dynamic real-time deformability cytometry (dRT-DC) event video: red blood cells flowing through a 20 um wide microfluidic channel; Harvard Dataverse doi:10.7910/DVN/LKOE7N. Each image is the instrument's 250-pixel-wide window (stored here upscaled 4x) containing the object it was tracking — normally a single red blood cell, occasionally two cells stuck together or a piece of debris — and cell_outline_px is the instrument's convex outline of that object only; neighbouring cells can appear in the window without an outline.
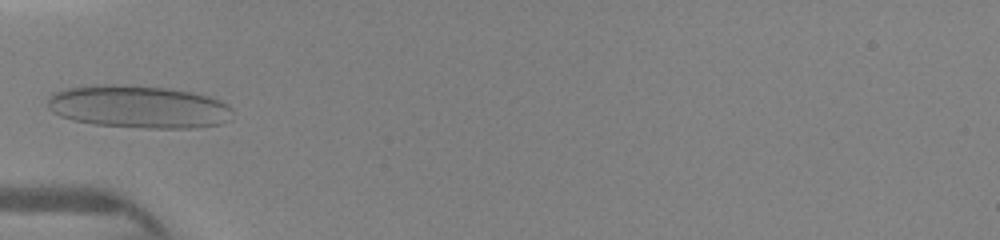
{"species": "human", "species_latin": "Homo sapiens", "temperature_condition": "warm", "stored_images_in_passage": 31, "camera_frame_rate_fps": 3000, "um_per_image_px": 0.085, "donor": {"sex": "female"}, "frame": {"image": 1, "passage_image": 1, "time_ms": 0.0, "image_size_px": [1000, 240], "cell_outline_px": [[232, 120], [220, 124], [196, 128], [144, 128], [92, 124], [72, 120], [60, 116], [52, 112], [48, 108], [48, 100], [56, 92], [68, 88], [104, 84], [112, 84], [164, 88], [188, 92], [208, 96], [220, 100], [228, 104], [232, 108]], "centroid_in_image_um": [11.81, 9.1], "position_along_channel_um": 73.2, "area_um2": 45.95}}
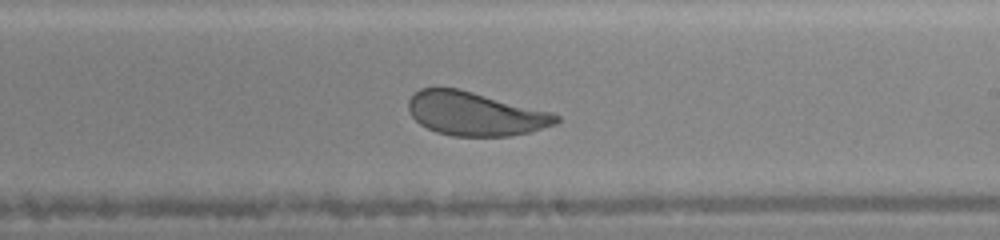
{"frame": {"image": 2, "passage_image": 13, "time_ms": 4.0, "image_size_px": [1000, 240], "cell_outline_px": [[560, 120], [556, 124], [528, 132], [508, 136], [452, 136], [436, 132], [420, 124], [408, 112], [408, 100], [420, 88], [456, 88], [552, 112], [560, 116]], "centroid_in_image_um": [40.38, 9.68], "position_along_channel_um": 248.6, "area_um2": 37.34}}
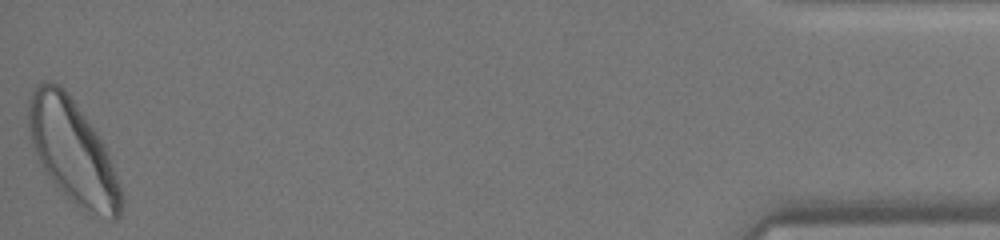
{"frame": {"image": 3, "passage_image": 31, "time_ms": 10.0, "image_size_px": [1000, 240], "cell_outline_px": [[124, 204], [120, 216], [116, 220], [112, 220], [80, 208], [56, 184], [44, 168], [36, 152], [32, 140], [28, 124], [28, 100], [32, 88], [44, 80], [60, 84], [64, 88], [96, 132], [108, 156], [120, 188]], "centroid_in_image_um": [6.17, 12.86], "position_along_channel_um": 429.0, "area_um2": 54.27}}